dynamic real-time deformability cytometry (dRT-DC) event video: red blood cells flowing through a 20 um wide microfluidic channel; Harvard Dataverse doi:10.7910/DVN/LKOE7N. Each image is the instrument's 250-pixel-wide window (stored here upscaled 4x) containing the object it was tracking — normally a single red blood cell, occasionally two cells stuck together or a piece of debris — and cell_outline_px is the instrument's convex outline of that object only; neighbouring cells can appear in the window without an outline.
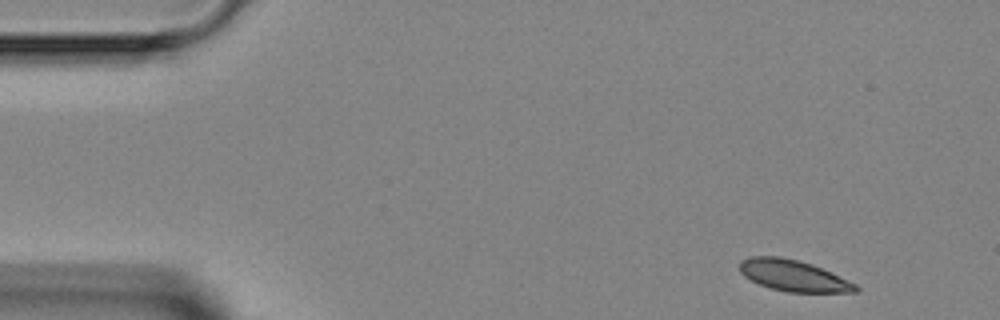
{"species": "Egyptian fruit bat (a non-hibernating species)", "species_latin": "Rousettus aegyptiacus", "temperature_condition": "room temperature", "stored_images_in_passage": 3, "camera_frame_rate_fps": 3000, "um_per_image_px": 0.085, "animal": {"sex": "female"}, "frame": {"image": 1, "passage_image": 1, "time_ms": 0.0, "image_size_px": [1000, 320], "cell_outline_px": [[860, 288], [856, 292], [788, 292], [772, 288], [760, 284], [744, 276], [740, 272], [740, 260], [748, 256], [780, 256], [800, 260], [812, 264], [832, 272], [856, 284]], "centroid_in_image_um": [67.44, 23.41], "position_along_channel_um": 17.6, "area_um2": 21.15}}